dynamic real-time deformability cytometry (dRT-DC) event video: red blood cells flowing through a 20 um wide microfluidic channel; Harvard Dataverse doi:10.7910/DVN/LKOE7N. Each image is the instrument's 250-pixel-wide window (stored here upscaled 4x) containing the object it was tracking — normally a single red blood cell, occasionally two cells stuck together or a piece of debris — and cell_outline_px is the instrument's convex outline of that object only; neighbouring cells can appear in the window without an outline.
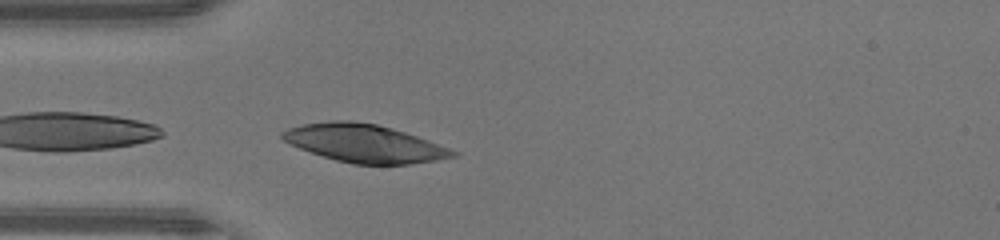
{"species": "human", "species_latin": "Homo sapiens", "temperature_condition": "warm", "stored_images_in_passage": 10, "camera_frame_rate_fps": 3000, "um_per_image_px": 0.085, "donor": {"sex": "male"}, "frame": {"image": 1, "passage_image": 1, "time_ms": 0.0, "image_size_px": [1000, 240], "cell_outline_px": [[460, 156], [436, 160], [408, 164], [352, 164], [336, 160], [300, 148], [284, 140], [280, 136], [280, 132], [288, 128], [304, 124], [332, 120], [352, 120], [376, 124], [392, 128], [428, 140], [460, 152]], "centroid_in_image_um": [31.0, 12.18], "position_along_channel_um": 54.0, "area_um2": 37.51}}
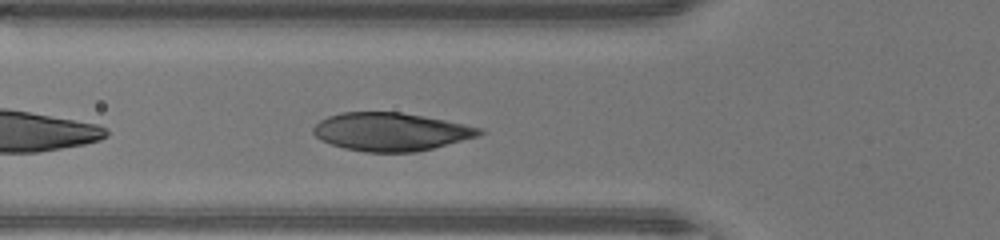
{"frame": {"image": 2, "passage_image": 4, "time_ms": 1.0, "image_size_px": [1000, 240], "cell_outline_px": [[484, 132], [480, 136], [416, 152], [364, 152], [344, 148], [320, 140], [312, 132], [312, 128], [320, 120], [328, 116], [340, 112], [400, 112], [424, 116], [484, 128]], "centroid_in_image_um": [33.22, 11.2], "position_along_channel_um": 92.6, "area_um2": 36.99}}
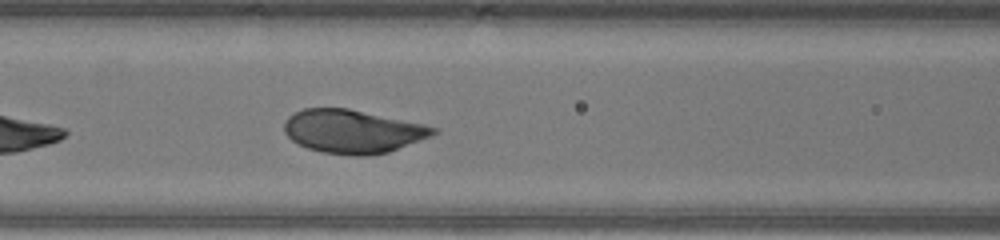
{"frame": {"image": 3, "passage_image": 7, "time_ms": 2.0, "image_size_px": [1000, 240], "cell_outline_px": [[440, 132], [432, 136], [388, 152], [364, 156], [352, 156], [320, 152], [308, 148], [292, 140], [284, 132], [284, 120], [288, 116], [304, 108], [348, 108], [424, 124], [440, 128]], "centroid_in_image_um": [30.0, 11.17], "position_along_channel_um": 136.6, "area_um2": 37.92}}